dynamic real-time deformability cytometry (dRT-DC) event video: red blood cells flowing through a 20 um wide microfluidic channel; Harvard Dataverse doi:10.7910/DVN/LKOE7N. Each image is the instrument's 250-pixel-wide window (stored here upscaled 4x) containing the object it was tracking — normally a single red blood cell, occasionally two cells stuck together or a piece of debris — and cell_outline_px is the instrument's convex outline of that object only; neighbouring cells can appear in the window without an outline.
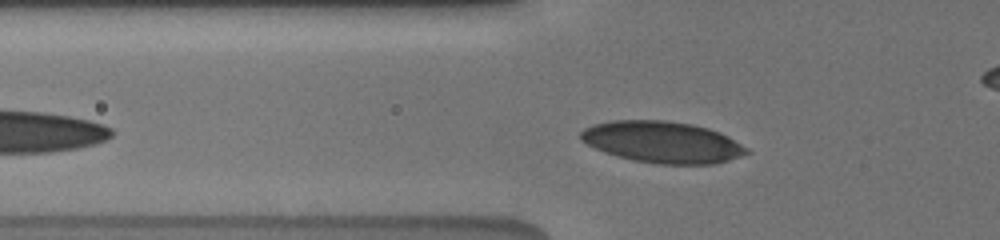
{"species": "human", "species_latin": "Homo sapiens", "temperature_condition": "cold", "stored_images_in_passage": 14, "camera_frame_rate_fps": 3000, "um_per_image_px": 0.085, "donor": {"sex": "male"}, "frame": {"image": 1, "passage_image": 5, "time_ms": 2.0, "image_size_px": [1000, 240], "cell_outline_px": [[752, 152], [728, 160], [712, 164], [656, 164], [616, 156], [604, 152], [580, 140], [580, 132], [584, 128], [592, 124], [612, 120], [664, 120], [692, 124], [708, 128], [720, 132], [728, 136], [748, 148]], "centroid_in_image_um": [56.3, 12.07], "position_along_channel_um": 69.5, "area_um2": 40.17}}
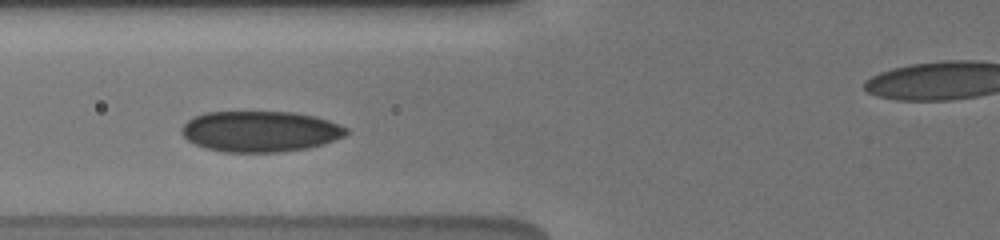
{"frame": {"image": 2, "passage_image": 8, "time_ms": 3.0, "image_size_px": [1000, 240], "cell_outline_px": [[348, 132], [344, 136], [308, 148], [280, 152], [224, 152], [208, 148], [196, 144], [188, 140], [180, 132], [180, 128], [188, 120], [204, 112], [292, 112], [316, 116], [340, 124], [348, 128]], "centroid_in_image_um": [22.11, 11.16], "position_along_channel_um": 103.7, "area_um2": 39.07}}
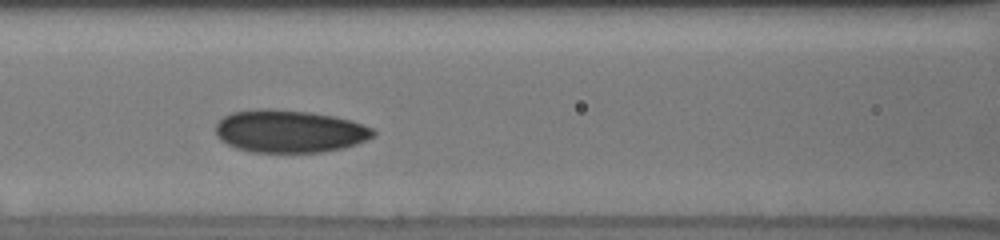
{"frame": {"image": 3, "passage_image": 11, "time_ms": 4.0, "image_size_px": [1000, 240], "cell_outline_px": [[376, 132], [372, 136], [356, 144], [344, 148], [324, 152], [252, 152], [236, 148], [220, 140], [216, 136], [216, 124], [224, 116], [232, 112], [264, 108], [268, 108], [312, 112], [352, 120], [372, 128]], "centroid_in_image_um": [24.59, 11.15], "position_along_channel_um": 142.0, "area_um2": 39.19}}